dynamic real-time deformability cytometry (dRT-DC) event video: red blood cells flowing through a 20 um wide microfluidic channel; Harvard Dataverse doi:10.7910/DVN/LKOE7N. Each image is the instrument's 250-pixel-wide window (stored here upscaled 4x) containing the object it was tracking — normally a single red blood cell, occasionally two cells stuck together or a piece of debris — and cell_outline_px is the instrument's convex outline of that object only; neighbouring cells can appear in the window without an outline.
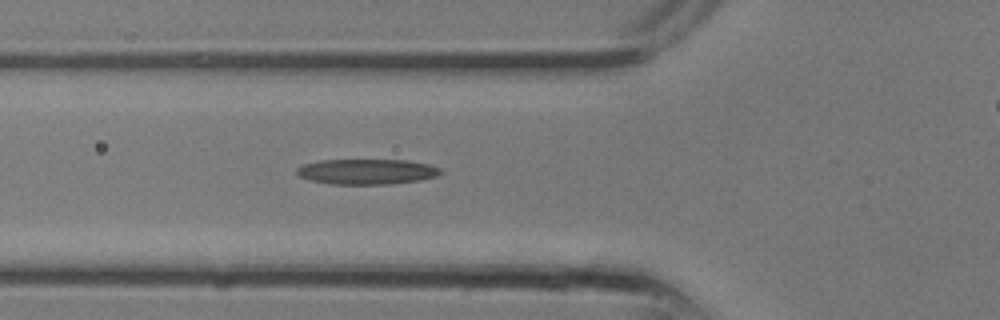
{"species": "common noctule bat (a hibernating species)", "species_latin": "Nyctalus noctula", "temperature_condition": "room temperature", "stored_images_in_passage": 10, "camera_frame_rate_fps": 3000, "um_per_image_px": 0.085, "animal": {"sex": "male", "body_mass_g": 13.3}, "frame": {"image": 1, "passage_image": 10, "time_ms": 3.0, "image_size_px": [1000, 320], "cell_outline_px": [[444, 172], [436, 176], [420, 180], [388, 184], [328, 184], [312, 180], [300, 176], [296, 172], [296, 168], [304, 164], [320, 160], [408, 160], [428, 164], [440, 168]], "centroid_in_image_um": [31.19, 14.58], "position_along_channel_um": 94.6, "area_um2": 21.21}}